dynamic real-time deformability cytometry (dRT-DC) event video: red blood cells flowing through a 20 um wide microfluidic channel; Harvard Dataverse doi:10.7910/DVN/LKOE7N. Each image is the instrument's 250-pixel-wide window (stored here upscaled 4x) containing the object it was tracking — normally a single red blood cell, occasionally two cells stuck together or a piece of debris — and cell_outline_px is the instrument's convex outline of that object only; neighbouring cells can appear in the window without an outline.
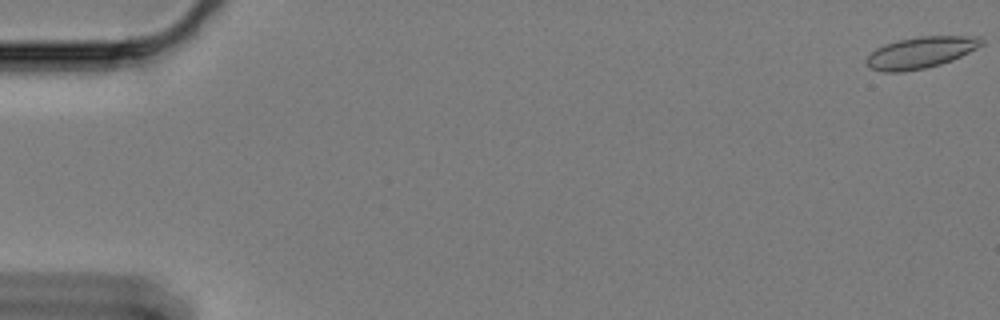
{"species": "Egyptian fruit bat (a non-hibernating species)", "species_latin": "Rousettus aegyptiacus", "temperature_condition": "cold", "stored_images_in_passage": 62, "camera_frame_rate_fps": 3000, "um_per_image_px": 0.085, "animal": {"sex": "female"}, "frame": {"image": 1, "passage_image": 1, "time_ms": 0.0, "image_size_px": [1000, 320], "cell_outline_px": [[984, 44], [952, 60], [940, 64], [924, 68], [904, 72], [884, 72], [868, 68], [864, 60], [876, 48], [884, 44], [896, 40], [920, 36], [980, 36], [984, 40]], "centroid_in_image_um": [78.22, 4.46], "position_along_channel_um": 6.8, "area_um2": 21.21}}
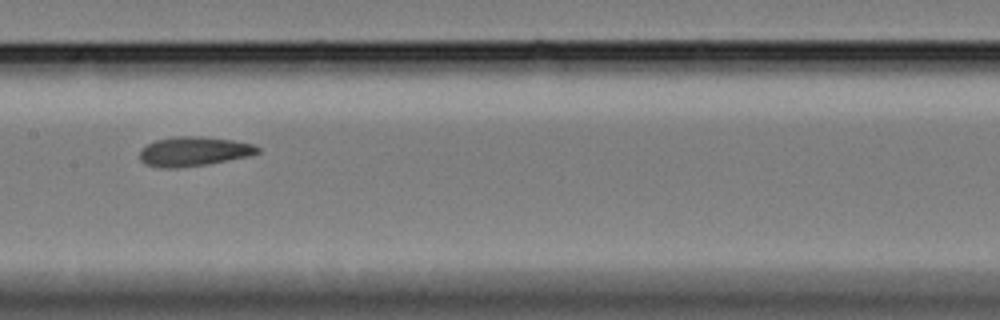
{"frame": {"image": 2, "passage_image": 32, "time_ms": 10.333, "image_size_px": [1000, 320], "cell_outline_px": [[260, 152], [248, 156], [204, 164], [176, 168], [160, 168], [144, 164], [140, 160], [140, 148], [156, 140], [172, 136], [204, 136], [232, 140], [252, 144], [260, 148]], "centroid_in_image_um": [16.42, 12.86], "position_along_channel_um": 191.0, "area_um2": 20.17}}
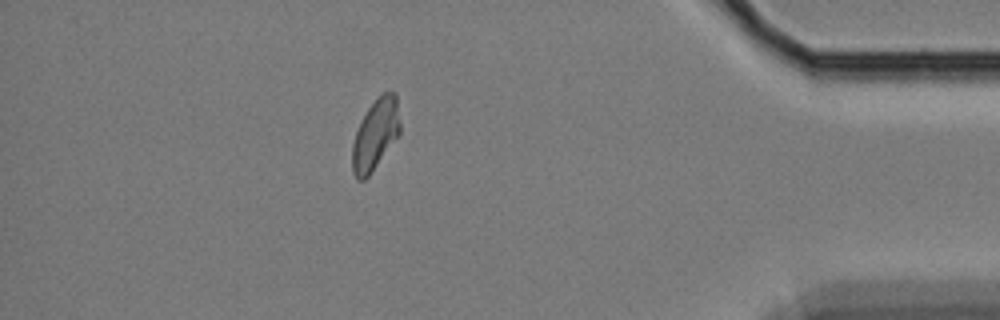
{"frame": {"image": 3, "passage_image": 55, "time_ms": 18.0, "image_size_px": [1000, 320], "cell_outline_px": [[400, 132], [368, 176], [364, 180], [356, 180], [352, 172], [352, 144], [356, 132], [368, 108], [384, 92], [396, 92], [400, 124]], "centroid_in_image_um": [31.9, 11.45], "position_along_channel_um": 403.3, "area_um2": 19.19}, "authors_computed_cell_mechanics": {"area_um2": 20.0855, "velocity_mm_per_s": 3.2823, "shape_relaxation_time_tau1_ms": null, "shape_relaxation_time_tau2_ms": 2.7973, "deformation_change_tau1": null, "deformation_change_tau2": 0.0753}}